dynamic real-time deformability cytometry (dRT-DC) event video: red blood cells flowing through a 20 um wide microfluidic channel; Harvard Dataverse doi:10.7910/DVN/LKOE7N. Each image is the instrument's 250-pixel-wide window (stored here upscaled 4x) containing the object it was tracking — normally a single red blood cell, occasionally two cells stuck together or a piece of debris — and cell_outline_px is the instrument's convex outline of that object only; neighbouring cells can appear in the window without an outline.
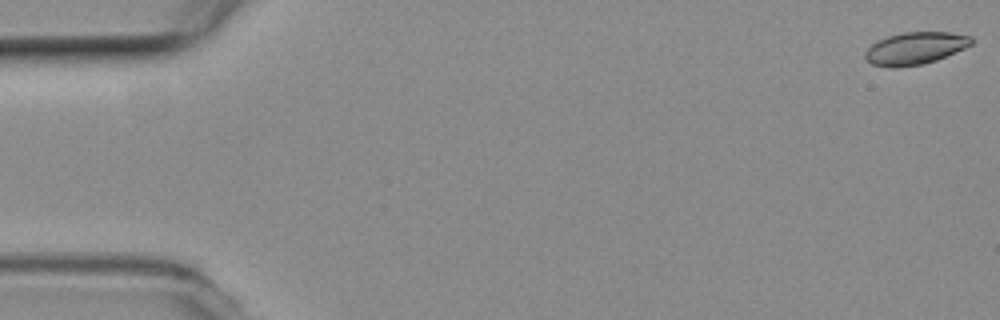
{"species": "common noctule bat (a hibernating species)", "species_latin": "Nyctalus noctula", "temperature_condition": "room temperature", "stored_images_in_passage": 8, "camera_frame_rate_fps": 3000, "um_per_image_px": 0.085, "animal": {"sex": "female", "body_mass_g": 19.3, "forearm_length_mm": 54.1}, "frame": {"image": 1, "passage_image": 1, "time_ms": 0.0, "image_size_px": [1000, 320], "cell_outline_px": [[972, 44], [964, 48], [936, 60], [924, 64], [896, 68], [892, 68], [872, 64], [864, 56], [864, 52], [876, 40], [888, 36], [904, 32], [948, 32], [972, 36]], "centroid_in_image_um": [77.77, 4.1], "position_along_channel_um": 7.2, "area_um2": 20.0}}